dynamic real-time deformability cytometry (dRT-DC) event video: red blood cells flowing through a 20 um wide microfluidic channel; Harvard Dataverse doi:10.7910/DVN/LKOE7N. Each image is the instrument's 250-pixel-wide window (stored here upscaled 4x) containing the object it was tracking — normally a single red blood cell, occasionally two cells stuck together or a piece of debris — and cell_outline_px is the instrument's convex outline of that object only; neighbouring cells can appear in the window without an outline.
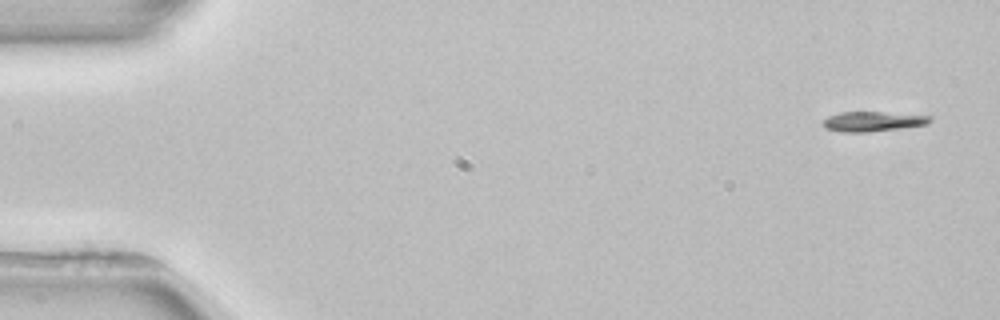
{"species": "common noctule bat (a hibernating species)", "species_latin": "Nyctalus noctula", "temperature_condition": "room temperature", "stored_images_in_passage": 5, "segment_of_instrument_passage": [2, 2], "camera_frame_rate_fps": 3000, "um_per_image_px": 0.085, "animal": {"sex": "female", "body_mass_g": 22.7, "forearm_length_mm": 54.2}, "frame": {"image": 1, "passage_image": 5, "time_ms": 6.333, "image_size_px": [1000, 320], "cell_outline_px": [[932, 120], [928, 124], [900, 128], [868, 132], [840, 132], [824, 128], [824, 120], [828, 116], [840, 112], [880, 112], [932, 116]], "centroid_in_image_um": [74.18, 10.32], "position_along_channel_um": 10.8, "area_um2": 12.31}}